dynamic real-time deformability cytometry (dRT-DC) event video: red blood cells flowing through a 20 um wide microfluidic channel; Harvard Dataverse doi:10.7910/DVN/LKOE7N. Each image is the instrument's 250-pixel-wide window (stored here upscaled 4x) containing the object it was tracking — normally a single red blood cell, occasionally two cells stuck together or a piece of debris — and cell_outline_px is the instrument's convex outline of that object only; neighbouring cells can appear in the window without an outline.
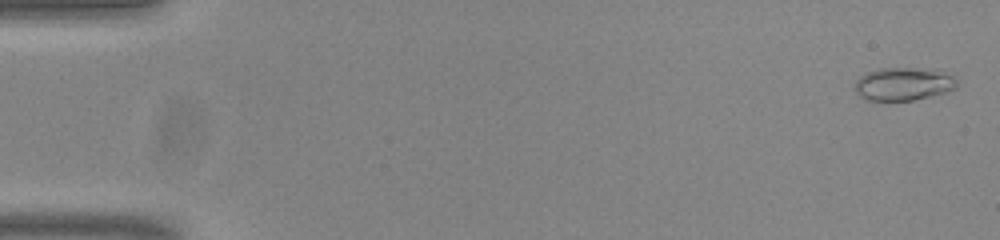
{"species": "common noctule bat (a hibernating species)", "species_latin": "Nyctalus noctula", "temperature_condition": "room temperature", "stored_images_in_passage": 54, "camera_frame_rate_fps": 3000, "um_per_image_px": 0.085, "animal": {"sex": "male", "body_mass_g": 20.0, "forearm_length_mm": 53.3}, "frame": {"image": 1, "passage_image": 2, "time_ms": 0.333, "image_size_px": [1000, 240], "cell_outline_px": [[956, 88], [944, 92], [912, 100], [868, 100], [860, 96], [856, 92], [856, 80], [860, 76], [868, 72], [880, 68], [904, 68], [932, 72], [952, 76], [956, 80]], "centroid_in_image_um": [76.7, 7.16], "position_along_channel_um": 8.3, "area_um2": 18.67}}
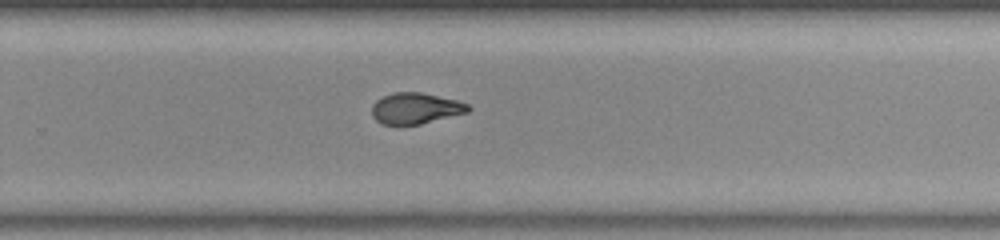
{"frame": {"image": 2, "passage_image": 36, "time_ms": 11.667, "image_size_px": [1000, 240], "cell_outline_px": [[472, 108], [468, 112], [420, 124], [400, 128], [384, 124], [376, 120], [372, 116], [372, 104], [376, 100], [392, 92], [420, 92], [456, 100], [468, 104]], "centroid_in_image_um": [35.28, 9.24], "position_along_channel_um": 294.5, "area_um2": 17.8}}
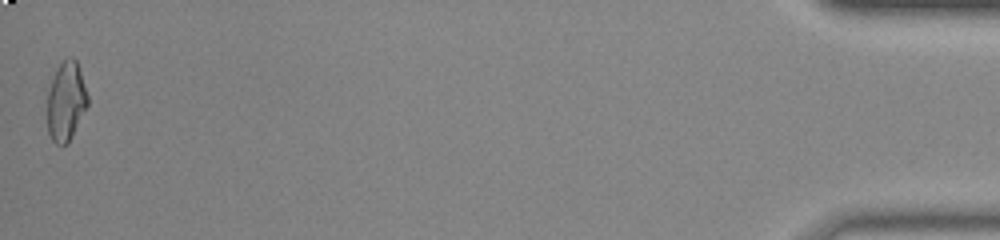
{"frame": {"image": 3, "passage_image": 54, "time_ms": 17.667, "image_size_px": [1000, 240], "cell_outline_px": [[88, 104], [68, 144], [56, 144], [52, 140], [48, 132], [48, 92], [52, 80], [60, 64], [68, 56], [72, 56], [76, 60], [88, 96]], "centroid_in_image_um": [5.62, 8.63], "position_along_channel_um": 429.6, "area_um2": 18.26}, "authors_computed_cell_mechanics": {"area_um2": 18.1781, "velocity_mm_per_s": 3.8419, "shape_relaxation_time_tau1_ms": 11.2307, "shape_relaxation_time_tau2_ms": 1.3354, "deformation_change_tau1": 0.3028, "deformation_change_tau2": 0.0712}}